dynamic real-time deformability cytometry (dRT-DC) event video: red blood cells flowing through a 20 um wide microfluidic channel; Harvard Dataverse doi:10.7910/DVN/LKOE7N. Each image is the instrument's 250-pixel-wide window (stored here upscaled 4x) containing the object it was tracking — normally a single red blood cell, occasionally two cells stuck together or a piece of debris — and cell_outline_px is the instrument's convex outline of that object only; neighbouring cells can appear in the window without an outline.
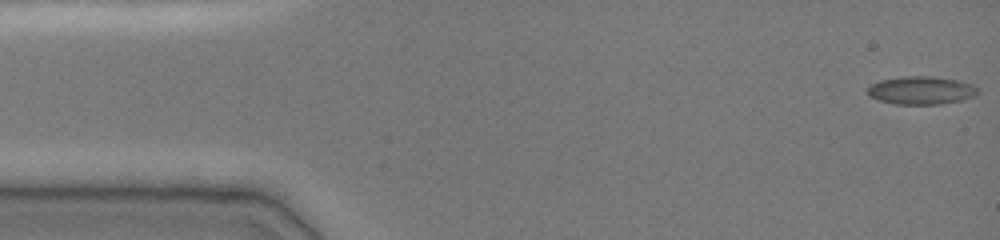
{"species": "common noctule bat (a hibernating species)", "species_latin": "Nyctalus noctula", "temperature_condition": "cold", "stored_images_in_passage": 56, "camera_frame_rate_fps": 3000, "um_per_image_px": 0.085, "animal": {"sex": "female", "body_mass_g": 19.0, "forearm_length_mm": 51.5}, "frame": {"image": 1, "passage_image": 1, "time_ms": 0.0, "image_size_px": [1000, 240], "cell_outline_px": [[980, 92], [976, 96], [964, 100], [940, 104], [896, 104], [876, 100], [868, 96], [868, 88], [872, 84], [880, 80], [900, 76], [932, 76], [960, 80], [972, 84]], "centroid_in_image_um": [78.32, 7.68], "position_along_channel_um": 6.7, "area_um2": 18.32}}
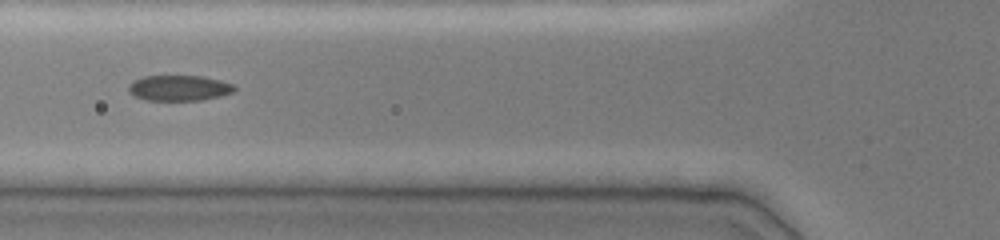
{"frame": {"image": 2, "passage_image": 29, "time_ms": 5.667, "image_size_px": [1000, 240], "cell_outline_px": [[236, 88], [232, 92], [220, 96], [200, 100], [144, 100], [128, 92], [128, 84], [132, 80], [144, 76], [204, 76], [220, 80], [232, 84]], "centroid_in_image_um": [15.18, 7.47], "position_along_channel_um": 110.6, "area_um2": 15.78}}
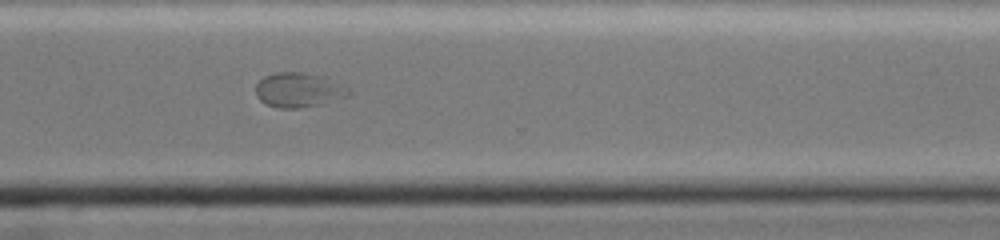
{"frame": {"image": 3, "passage_image": 55, "time_ms": 11.667, "image_size_px": [1000, 240], "cell_outline_px": [[352, 92], [348, 96], [320, 104], [300, 108], [280, 108], [268, 104], [260, 100], [256, 96], [256, 84], [264, 76], [276, 72], [300, 72], [320, 76], [348, 88]], "centroid_in_image_um": [25.35, 7.65], "position_along_channel_um": 345.3, "area_um2": 18.38}}